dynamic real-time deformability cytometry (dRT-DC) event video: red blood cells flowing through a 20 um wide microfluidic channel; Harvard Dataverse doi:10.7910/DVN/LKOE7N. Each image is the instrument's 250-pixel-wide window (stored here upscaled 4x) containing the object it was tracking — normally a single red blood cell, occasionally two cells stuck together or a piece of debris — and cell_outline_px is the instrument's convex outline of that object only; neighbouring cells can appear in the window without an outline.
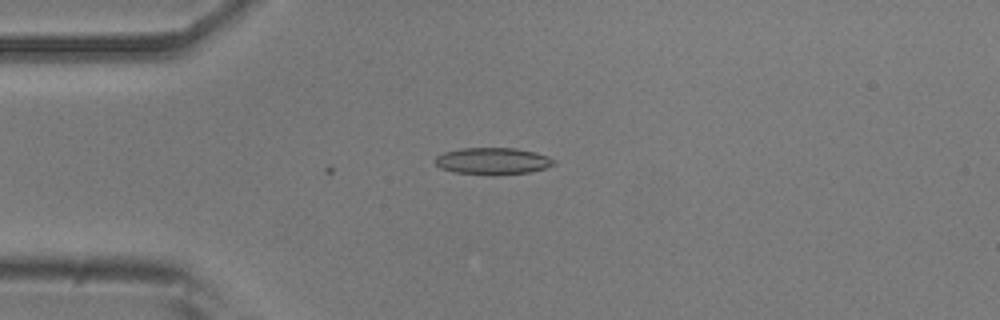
{"species": "common noctule bat (a hibernating species)", "species_latin": "Nyctalus noctula", "temperature_condition": "room temperature", "stored_images_in_passage": 3, "camera_frame_rate_fps": 3000, "um_per_image_px": 0.085, "animal": {"sex": "male", "body_mass_g": 20.5, "forearm_length_mm": 52.5}, "frame": {"image": 1, "passage_image": 3, "time_ms": 0.667, "image_size_px": [1000, 320], "cell_outline_px": [[556, 164], [544, 168], [528, 172], [456, 172], [440, 168], [432, 160], [436, 156], [444, 152], [460, 148], [516, 148], [536, 152], [548, 156], [556, 160]], "centroid_in_image_um": [41.88, 13.63], "position_along_channel_um": 43.1, "area_um2": 17.8}}